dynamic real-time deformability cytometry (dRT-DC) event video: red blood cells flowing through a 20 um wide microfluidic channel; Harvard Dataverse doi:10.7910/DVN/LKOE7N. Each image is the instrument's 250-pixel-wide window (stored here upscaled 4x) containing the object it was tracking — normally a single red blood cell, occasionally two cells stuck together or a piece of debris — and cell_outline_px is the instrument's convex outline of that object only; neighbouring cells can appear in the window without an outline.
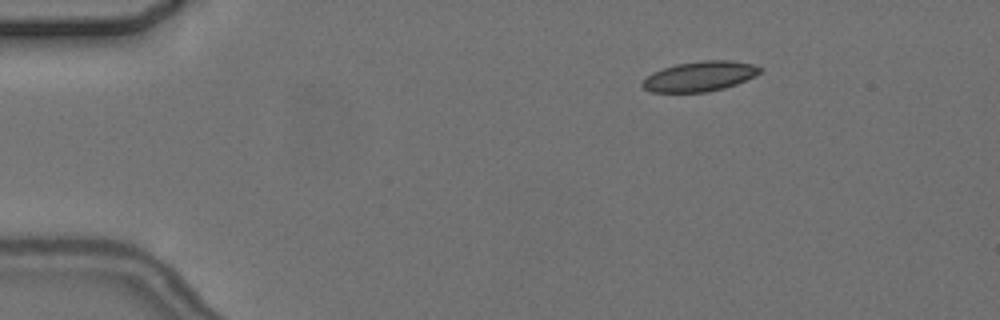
{"species": "common noctule bat (a hibernating species)", "species_latin": "Nyctalus noctula", "temperature_condition": "cold", "stored_images_in_passage": 4, "segment_of_instrument_passage": [1, 2], "camera_frame_rate_fps": 3000, "um_per_image_px": 0.085, "animal": {"sex": "female", "body_mass_g": 24.6, "forearm_length_mm": 56.2}, "frame": {"image": 1, "passage_image": 1, "time_ms": 0.0, "image_size_px": [1000, 320], "cell_outline_px": [[764, 68], [756, 76], [736, 84], [724, 88], [708, 92], [652, 92], [644, 88], [640, 84], [652, 72], [676, 64], [704, 60], [728, 60], [752, 64]], "centroid_in_image_um": [59.5, 6.49], "position_along_channel_um": 25.5, "area_um2": 20.52}}